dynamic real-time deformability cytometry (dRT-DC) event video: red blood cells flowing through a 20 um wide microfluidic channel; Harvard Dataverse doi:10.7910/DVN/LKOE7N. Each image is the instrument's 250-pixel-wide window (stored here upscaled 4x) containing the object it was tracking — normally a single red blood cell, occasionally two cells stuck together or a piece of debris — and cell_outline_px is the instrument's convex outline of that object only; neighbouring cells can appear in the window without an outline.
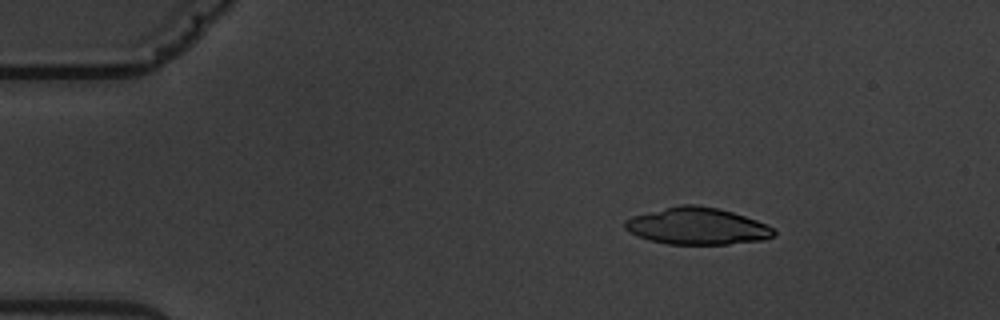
{"species": "common noctule bat (a hibernating species)", "species_latin": "Nyctalus noctula", "temperature_condition": "warm", "stored_images_in_passage": 4, "camera_frame_rate_fps": 3000, "um_per_image_px": 0.085, "animal": {"sex": "male", "body_mass_g": 19.5, "forearm_length_mm": 54.6}, "frame": {"image": 1, "passage_image": 2, "time_ms": 1.333, "image_size_px": [1000, 320], "cell_outline_px": [[776, 236], [764, 240], [728, 244], [668, 244], [648, 240], [636, 236], [624, 228], [624, 220], [632, 216], [680, 204], [696, 204], [716, 208], [732, 212], [756, 220], [772, 228], [776, 232]], "centroid_in_image_um": [59.24, 19.23], "position_along_channel_um": 25.8, "area_um2": 32.02}}